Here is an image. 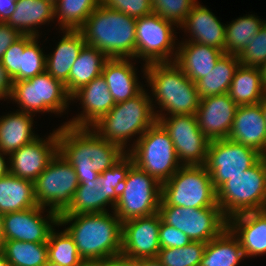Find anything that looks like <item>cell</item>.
I'll list each match as a JSON object with an SVG mask.
<instances>
[{
    "label": "cell",
    "mask_w": 266,
    "mask_h": 266,
    "mask_svg": "<svg viewBox=\"0 0 266 266\" xmlns=\"http://www.w3.org/2000/svg\"><path fill=\"white\" fill-rule=\"evenodd\" d=\"M109 58L99 49L88 46L81 49L69 74V95L102 74L103 66Z\"/></svg>",
    "instance_id": "836d02e7"
},
{
    "label": "cell",
    "mask_w": 266,
    "mask_h": 266,
    "mask_svg": "<svg viewBox=\"0 0 266 266\" xmlns=\"http://www.w3.org/2000/svg\"><path fill=\"white\" fill-rule=\"evenodd\" d=\"M58 152L75 169L78 181H93L127 152L100 137L92 128H58Z\"/></svg>",
    "instance_id": "6da1fadb"
},
{
    "label": "cell",
    "mask_w": 266,
    "mask_h": 266,
    "mask_svg": "<svg viewBox=\"0 0 266 266\" xmlns=\"http://www.w3.org/2000/svg\"><path fill=\"white\" fill-rule=\"evenodd\" d=\"M23 52L24 35L9 46L0 61L13 81H20L21 54Z\"/></svg>",
    "instance_id": "ee69618b"
},
{
    "label": "cell",
    "mask_w": 266,
    "mask_h": 266,
    "mask_svg": "<svg viewBox=\"0 0 266 266\" xmlns=\"http://www.w3.org/2000/svg\"><path fill=\"white\" fill-rule=\"evenodd\" d=\"M9 99L17 102L20 108L18 111L21 112L32 115L37 112L62 114L71 96L61 81L45 71L28 80L13 81Z\"/></svg>",
    "instance_id": "30bf717a"
},
{
    "label": "cell",
    "mask_w": 266,
    "mask_h": 266,
    "mask_svg": "<svg viewBox=\"0 0 266 266\" xmlns=\"http://www.w3.org/2000/svg\"><path fill=\"white\" fill-rule=\"evenodd\" d=\"M78 186L74 167L58 152L34 181L37 205L62 214L70 206Z\"/></svg>",
    "instance_id": "7c38bea8"
},
{
    "label": "cell",
    "mask_w": 266,
    "mask_h": 266,
    "mask_svg": "<svg viewBox=\"0 0 266 266\" xmlns=\"http://www.w3.org/2000/svg\"><path fill=\"white\" fill-rule=\"evenodd\" d=\"M101 0H59L54 6L55 18L62 31L79 30Z\"/></svg>",
    "instance_id": "8d00e7d4"
},
{
    "label": "cell",
    "mask_w": 266,
    "mask_h": 266,
    "mask_svg": "<svg viewBox=\"0 0 266 266\" xmlns=\"http://www.w3.org/2000/svg\"><path fill=\"white\" fill-rule=\"evenodd\" d=\"M13 80L0 62V99H9L12 92Z\"/></svg>",
    "instance_id": "c3c4849f"
},
{
    "label": "cell",
    "mask_w": 266,
    "mask_h": 266,
    "mask_svg": "<svg viewBox=\"0 0 266 266\" xmlns=\"http://www.w3.org/2000/svg\"><path fill=\"white\" fill-rule=\"evenodd\" d=\"M263 156L256 150L228 138L211 140L204 164L217 190L223 183L254 166Z\"/></svg>",
    "instance_id": "9a60e30c"
},
{
    "label": "cell",
    "mask_w": 266,
    "mask_h": 266,
    "mask_svg": "<svg viewBox=\"0 0 266 266\" xmlns=\"http://www.w3.org/2000/svg\"><path fill=\"white\" fill-rule=\"evenodd\" d=\"M228 94L238 106L260 103L266 95L260 68L240 64L234 73Z\"/></svg>",
    "instance_id": "4dcf8cb0"
},
{
    "label": "cell",
    "mask_w": 266,
    "mask_h": 266,
    "mask_svg": "<svg viewBox=\"0 0 266 266\" xmlns=\"http://www.w3.org/2000/svg\"><path fill=\"white\" fill-rule=\"evenodd\" d=\"M143 68L151 94L161 108L154 111L156 119L164 115H196L201 100L196 83L175 62L151 63Z\"/></svg>",
    "instance_id": "3957f363"
},
{
    "label": "cell",
    "mask_w": 266,
    "mask_h": 266,
    "mask_svg": "<svg viewBox=\"0 0 266 266\" xmlns=\"http://www.w3.org/2000/svg\"><path fill=\"white\" fill-rule=\"evenodd\" d=\"M74 99L80 100L83 111L65 124L79 128H91L116 104L102 74L76 91L71 96Z\"/></svg>",
    "instance_id": "44dd1931"
},
{
    "label": "cell",
    "mask_w": 266,
    "mask_h": 266,
    "mask_svg": "<svg viewBox=\"0 0 266 266\" xmlns=\"http://www.w3.org/2000/svg\"><path fill=\"white\" fill-rule=\"evenodd\" d=\"M205 242L191 241L180 248H161L157 258L164 266H200Z\"/></svg>",
    "instance_id": "f35d334b"
},
{
    "label": "cell",
    "mask_w": 266,
    "mask_h": 266,
    "mask_svg": "<svg viewBox=\"0 0 266 266\" xmlns=\"http://www.w3.org/2000/svg\"><path fill=\"white\" fill-rule=\"evenodd\" d=\"M55 51L46 55V71L56 80L61 81L69 94V74L81 49L86 45L79 30H65Z\"/></svg>",
    "instance_id": "4316f807"
},
{
    "label": "cell",
    "mask_w": 266,
    "mask_h": 266,
    "mask_svg": "<svg viewBox=\"0 0 266 266\" xmlns=\"http://www.w3.org/2000/svg\"><path fill=\"white\" fill-rule=\"evenodd\" d=\"M37 36L24 35V52L21 54L20 81L28 80L46 71V55L38 44Z\"/></svg>",
    "instance_id": "ab89813d"
},
{
    "label": "cell",
    "mask_w": 266,
    "mask_h": 266,
    "mask_svg": "<svg viewBox=\"0 0 266 266\" xmlns=\"http://www.w3.org/2000/svg\"><path fill=\"white\" fill-rule=\"evenodd\" d=\"M240 60L237 55L224 53L207 75L196 82L200 98L228 93Z\"/></svg>",
    "instance_id": "d6a6232c"
},
{
    "label": "cell",
    "mask_w": 266,
    "mask_h": 266,
    "mask_svg": "<svg viewBox=\"0 0 266 266\" xmlns=\"http://www.w3.org/2000/svg\"><path fill=\"white\" fill-rule=\"evenodd\" d=\"M161 221L186 234L191 241L207 243L226 227L227 218L220 207L190 208L159 206Z\"/></svg>",
    "instance_id": "5bb4252c"
},
{
    "label": "cell",
    "mask_w": 266,
    "mask_h": 266,
    "mask_svg": "<svg viewBox=\"0 0 266 266\" xmlns=\"http://www.w3.org/2000/svg\"><path fill=\"white\" fill-rule=\"evenodd\" d=\"M2 253L11 266H43L48 260L47 243L5 240Z\"/></svg>",
    "instance_id": "e575fe53"
},
{
    "label": "cell",
    "mask_w": 266,
    "mask_h": 266,
    "mask_svg": "<svg viewBox=\"0 0 266 266\" xmlns=\"http://www.w3.org/2000/svg\"><path fill=\"white\" fill-rule=\"evenodd\" d=\"M49 1L55 6L59 0H49Z\"/></svg>",
    "instance_id": "91938a15"
},
{
    "label": "cell",
    "mask_w": 266,
    "mask_h": 266,
    "mask_svg": "<svg viewBox=\"0 0 266 266\" xmlns=\"http://www.w3.org/2000/svg\"><path fill=\"white\" fill-rule=\"evenodd\" d=\"M3 155L6 156L7 154L2 153L0 151V177H3V176L8 175L10 173V165L8 163L9 159H8V161H5L6 158Z\"/></svg>",
    "instance_id": "f907efd6"
},
{
    "label": "cell",
    "mask_w": 266,
    "mask_h": 266,
    "mask_svg": "<svg viewBox=\"0 0 266 266\" xmlns=\"http://www.w3.org/2000/svg\"><path fill=\"white\" fill-rule=\"evenodd\" d=\"M181 42L177 47L174 62L194 83L214 69L219 58L225 53L221 49L188 41L187 39Z\"/></svg>",
    "instance_id": "d4e9b609"
},
{
    "label": "cell",
    "mask_w": 266,
    "mask_h": 266,
    "mask_svg": "<svg viewBox=\"0 0 266 266\" xmlns=\"http://www.w3.org/2000/svg\"><path fill=\"white\" fill-rule=\"evenodd\" d=\"M172 21L156 13L136 19V58L151 63L174 62L177 49ZM173 26V27H172ZM175 51V52H174Z\"/></svg>",
    "instance_id": "4fadbf2b"
},
{
    "label": "cell",
    "mask_w": 266,
    "mask_h": 266,
    "mask_svg": "<svg viewBox=\"0 0 266 266\" xmlns=\"http://www.w3.org/2000/svg\"><path fill=\"white\" fill-rule=\"evenodd\" d=\"M227 227L239 240L245 257L266 254V210L233 215L227 219Z\"/></svg>",
    "instance_id": "603a6c76"
},
{
    "label": "cell",
    "mask_w": 266,
    "mask_h": 266,
    "mask_svg": "<svg viewBox=\"0 0 266 266\" xmlns=\"http://www.w3.org/2000/svg\"><path fill=\"white\" fill-rule=\"evenodd\" d=\"M179 28L182 30L184 28L192 36L189 41L215 47L225 52L226 24H222L208 8L198 1Z\"/></svg>",
    "instance_id": "cb8c5ba5"
},
{
    "label": "cell",
    "mask_w": 266,
    "mask_h": 266,
    "mask_svg": "<svg viewBox=\"0 0 266 266\" xmlns=\"http://www.w3.org/2000/svg\"><path fill=\"white\" fill-rule=\"evenodd\" d=\"M46 208L32 207L3 215V235L5 240L47 243L50 232L59 224V215ZM42 213V214H41ZM55 225V226H53Z\"/></svg>",
    "instance_id": "e0dca14e"
},
{
    "label": "cell",
    "mask_w": 266,
    "mask_h": 266,
    "mask_svg": "<svg viewBox=\"0 0 266 266\" xmlns=\"http://www.w3.org/2000/svg\"><path fill=\"white\" fill-rule=\"evenodd\" d=\"M159 206L190 208L220 207L217 190L204 165H182L167 181L162 183Z\"/></svg>",
    "instance_id": "ba28073f"
},
{
    "label": "cell",
    "mask_w": 266,
    "mask_h": 266,
    "mask_svg": "<svg viewBox=\"0 0 266 266\" xmlns=\"http://www.w3.org/2000/svg\"><path fill=\"white\" fill-rule=\"evenodd\" d=\"M18 0H0V22L5 23L15 11Z\"/></svg>",
    "instance_id": "681fc988"
},
{
    "label": "cell",
    "mask_w": 266,
    "mask_h": 266,
    "mask_svg": "<svg viewBox=\"0 0 266 266\" xmlns=\"http://www.w3.org/2000/svg\"><path fill=\"white\" fill-rule=\"evenodd\" d=\"M138 266H164L157 257L137 260Z\"/></svg>",
    "instance_id": "816d5d0a"
},
{
    "label": "cell",
    "mask_w": 266,
    "mask_h": 266,
    "mask_svg": "<svg viewBox=\"0 0 266 266\" xmlns=\"http://www.w3.org/2000/svg\"><path fill=\"white\" fill-rule=\"evenodd\" d=\"M160 224L161 217L158 212L150 216L124 221L121 253L135 260L157 257L161 249Z\"/></svg>",
    "instance_id": "ac0fdd59"
},
{
    "label": "cell",
    "mask_w": 266,
    "mask_h": 266,
    "mask_svg": "<svg viewBox=\"0 0 266 266\" xmlns=\"http://www.w3.org/2000/svg\"><path fill=\"white\" fill-rule=\"evenodd\" d=\"M153 98L143 89L134 98L116 103L115 106L91 128L105 140L119 145L126 151L127 141L138 138L156 121ZM154 105V106H153Z\"/></svg>",
    "instance_id": "5b68a950"
},
{
    "label": "cell",
    "mask_w": 266,
    "mask_h": 266,
    "mask_svg": "<svg viewBox=\"0 0 266 266\" xmlns=\"http://www.w3.org/2000/svg\"><path fill=\"white\" fill-rule=\"evenodd\" d=\"M99 266H138V262L122 253L109 256L98 263Z\"/></svg>",
    "instance_id": "7dc6e473"
},
{
    "label": "cell",
    "mask_w": 266,
    "mask_h": 266,
    "mask_svg": "<svg viewBox=\"0 0 266 266\" xmlns=\"http://www.w3.org/2000/svg\"><path fill=\"white\" fill-rule=\"evenodd\" d=\"M260 106L266 121V95L262 98L261 102H260Z\"/></svg>",
    "instance_id": "11a10c76"
},
{
    "label": "cell",
    "mask_w": 266,
    "mask_h": 266,
    "mask_svg": "<svg viewBox=\"0 0 266 266\" xmlns=\"http://www.w3.org/2000/svg\"><path fill=\"white\" fill-rule=\"evenodd\" d=\"M83 266H99L98 263H85Z\"/></svg>",
    "instance_id": "680465c9"
},
{
    "label": "cell",
    "mask_w": 266,
    "mask_h": 266,
    "mask_svg": "<svg viewBox=\"0 0 266 266\" xmlns=\"http://www.w3.org/2000/svg\"><path fill=\"white\" fill-rule=\"evenodd\" d=\"M22 34L10 25L0 22V61L5 51L17 41Z\"/></svg>",
    "instance_id": "bcb514c9"
},
{
    "label": "cell",
    "mask_w": 266,
    "mask_h": 266,
    "mask_svg": "<svg viewBox=\"0 0 266 266\" xmlns=\"http://www.w3.org/2000/svg\"><path fill=\"white\" fill-rule=\"evenodd\" d=\"M237 107L228 93L201 98L196 117L202 133L210 141L227 138Z\"/></svg>",
    "instance_id": "ffe728a7"
},
{
    "label": "cell",
    "mask_w": 266,
    "mask_h": 266,
    "mask_svg": "<svg viewBox=\"0 0 266 266\" xmlns=\"http://www.w3.org/2000/svg\"><path fill=\"white\" fill-rule=\"evenodd\" d=\"M43 266H62L61 264L54 263L50 260H47V262Z\"/></svg>",
    "instance_id": "6f0895ef"
},
{
    "label": "cell",
    "mask_w": 266,
    "mask_h": 266,
    "mask_svg": "<svg viewBox=\"0 0 266 266\" xmlns=\"http://www.w3.org/2000/svg\"><path fill=\"white\" fill-rule=\"evenodd\" d=\"M132 157L126 153L111 168L99 174L93 181H79L70 206L59 215L91 214L108 212V204L114 210L120 189L130 168Z\"/></svg>",
    "instance_id": "8992f818"
},
{
    "label": "cell",
    "mask_w": 266,
    "mask_h": 266,
    "mask_svg": "<svg viewBox=\"0 0 266 266\" xmlns=\"http://www.w3.org/2000/svg\"><path fill=\"white\" fill-rule=\"evenodd\" d=\"M37 137L9 156L10 174L35 181L58 153V129L44 139Z\"/></svg>",
    "instance_id": "d6986e66"
},
{
    "label": "cell",
    "mask_w": 266,
    "mask_h": 266,
    "mask_svg": "<svg viewBox=\"0 0 266 266\" xmlns=\"http://www.w3.org/2000/svg\"><path fill=\"white\" fill-rule=\"evenodd\" d=\"M101 4L136 19L153 13L151 0H101Z\"/></svg>",
    "instance_id": "7bdbcfd3"
},
{
    "label": "cell",
    "mask_w": 266,
    "mask_h": 266,
    "mask_svg": "<svg viewBox=\"0 0 266 266\" xmlns=\"http://www.w3.org/2000/svg\"><path fill=\"white\" fill-rule=\"evenodd\" d=\"M237 56L244 66L260 68L266 61V22Z\"/></svg>",
    "instance_id": "b9f144b4"
},
{
    "label": "cell",
    "mask_w": 266,
    "mask_h": 266,
    "mask_svg": "<svg viewBox=\"0 0 266 266\" xmlns=\"http://www.w3.org/2000/svg\"><path fill=\"white\" fill-rule=\"evenodd\" d=\"M91 214L59 215V226L73 238L85 263H99L122 251V222L112 211Z\"/></svg>",
    "instance_id": "7a4b0ae2"
},
{
    "label": "cell",
    "mask_w": 266,
    "mask_h": 266,
    "mask_svg": "<svg viewBox=\"0 0 266 266\" xmlns=\"http://www.w3.org/2000/svg\"><path fill=\"white\" fill-rule=\"evenodd\" d=\"M126 152L134 164L161 184L182 166L177 158L169 133L156 121Z\"/></svg>",
    "instance_id": "9c48e42d"
},
{
    "label": "cell",
    "mask_w": 266,
    "mask_h": 266,
    "mask_svg": "<svg viewBox=\"0 0 266 266\" xmlns=\"http://www.w3.org/2000/svg\"><path fill=\"white\" fill-rule=\"evenodd\" d=\"M0 266H11L5 259L4 254L0 251Z\"/></svg>",
    "instance_id": "9f6ffc18"
},
{
    "label": "cell",
    "mask_w": 266,
    "mask_h": 266,
    "mask_svg": "<svg viewBox=\"0 0 266 266\" xmlns=\"http://www.w3.org/2000/svg\"><path fill=\"white\" fill-rule=\"evenodd\" d=\"M161 194L162 184L134 164L120 189L114 212L122 223L153 215L158 212Z\"/></svg>",
    "instance_id": "8fae6325"
},
{
    "label": "cell",
    "mask_w": 266,
    "mask_h": 266,
    "mask_svg": "<svg viewBox=\"0 0 266 266\" xmlns=\"http://www.w3.org/2000/svg\"><path fill=\"white\" fill-rule=\"evenodd\" d=\"M4 242H5V238L3 235V214L0 213V251H2Z\"/></svg>",
    "instance_id": "f5cc1de1"
},
{
    "label": "cell",
    "mask_w": 266,
    "mask_h": 266,
    "mask_svg": "<svg viewBox=\"0 0 266 266\" xmlns=\"http://www.w3.org/2000/svg\"><path fill=\"white\" fill-rule=\"evenodd\" d=\"M262 82L266 87V61L260 66Z\"/></svg>",
    "instance_id": "db71d44e"
},
{
    "label": "cell",
    "mask_w": 266,
    "mask_h": 266,
    "mask_svg": "<svg viewBox=\"0 0 266 266\" xmlns=\"http://www.w3.org/2000/svg\"><path fill=\"white\" fill-rule=\"evenodd\" d=\"M243 258L246 257L239 240L226 227L206 243L200 266H237Z\"/></svg>",
    "instance_id": "1f68e13d"
},
{
    "label": "cell",
    "mask_w": 266,
    "mask_h": 266,
    "mask_svg": "<svg viewBox=\"0 0 266 266\" xmlns=\"http://www.w3.org/2000/svg\"><path fill=\"white\" fill-rule=\"evenodd\" d=\"M33 115L16 111L0 118V151L9 156L11 153L34 141Z\"/></svg>",
    "instance_id": "f1b7e54d"
},
{
    "label": "cell",
    "mask_w": 266,
    "mask_h": 266,
    "mask_svg": "<svg viewBox=\"0 0 266 266\" xmlns=\"http://www.w3.org/2000/svg\"><path fill=\"white\" fill-rule=\"evenodd\" d=\"M48 260L62 266H83L84 260L80 257L73 238L66 230L50 232L47 242Z\"/></svg>",
    "instance_id": "74e56055"
},
{
    "label": "cell",
    "mask_w": 266,
    "mask_h": 266,
    "mask_svg": "<svg viewBox=\"0 0 266 266\" xmlns=\"http://www.w3.org/2000/svg\"><path fill=\"white\" fill-rule=\"evenodd\" d=\"M54 18L55 8L49 0H18L15 11L5 23L17 29L22 35L39 37L36 28L50 23Z\"/></svg>",
    "instance_id": "83f0119b"
},
{
    "label": "cell",
    "mask_w": 266,
    "mask_h": 266,
    "mask_svg": "<svg viewBox=\"0 0 266 266\" xmlns=\"http://www.w3.org/2000/svg\"><path fill=\"white\" fill-rule=\"evenodd\" d=\"M191 242L189 237L175 227L161 221L159 244L161 248H180Z\"/></svg>",
    "instance_id": "f6af8a7d"
},
{
    "label": "cell",
    "mask_w": 266,
    "mask_h": 266,
    "mask_svg": "<svg viewBox=\"0 0 266 266\" xmlns=\"http://www.w3.org/2000/svg\"><path fill=\"white\" fill-rule=\"evenodd\" d=\"M36 206L33 181L10 173L0 177V213L4 215Z\"/></svg>",
    "instance_id": "f546056e"
},
{
    "label": "cell",
    "mask_w": 266,
    "mask_h": 266,
    "mask_svg": "<svg viewBox=\"0 0 266 266\" xmlns=\"http://www.w3.org/2000/svg\"><path fill=\"white\" fill-rule=\"evenodd\" d=\"M265 22L252 14L231 21L226 25L225 53L238 55L248 43H251V39Z\"/></svg>",
    "instance_id": "d590c367"
},
{
    "label": "cell",
    "mask_w": 266,
    "mask_h": 266,
    "mask_svg": "<svg viewBox=\"0 0 266 266\" xmlns=\"http://www.w3.org/2000/svg\"><path fill=\"white\" fill-rule=\"evenodd\" d=\"M85 43L108 58H136V18L98 6L79 29Z\"/></svg>",
    "instance_id": "277c9868"
},
{
    "label": "cell",
    "mask_w": 266,
    "mask_h": 266,
    "mask_svg": "<svg viewBox=\"0 0 266 266\" xmlns=\"http://www.w3.org/2000/svg\"><path fill=\"white\" fill-rule=\"evenodd\" d=\"M129 58H109L102 70L115 103L134 98L144 88L139 85L136 68Z\"/></svg>",
    "instance_id": "484cf974"
},
{
    "label": "cell",
    "mask_w": 266,
    "mask_h": 266,
    "mask_svg": "<svg viewBox=\"0 0 266 266\" xmlns=\"http://www.w3.org/2000/svg\"><path fill=\"white\" fill-rule=\"evenodd\" d=\"M217 203L227 219L244 212L266 210V156L223 183L217 189Z\"/></svg>",
    "instance_id": "52a82bcc"
},
{
    "label": "cell",
    "mask_w": 266,
    "mask_h": 266,
    "mask_svg": "<svg viewBox=\"0 0 266 266\" xmlns=\"http://www.w3.org/2000/svg\"><path fill=\"white\" fill-rule=\"evenodd\" d=\"M227 138L266 156V121L260 103L237 107Z\"/></svg>",
    "instance_id": "7402d4cb"
},
{
    "label": "cell",
    "mask_w": 266,
    "mask_h": 266,
    "mask_svg": "<svg viewBox=\"0 0 266 266\" xmlns=\"http://www.w3.org/2000/svg\"><path fill=\"white\" fill-rule=\"evenodd\" d=\"M197 0H151L153 13L172 21L177 28L185 21Z\"/></svg>",
    "instance_id": "60d3db41"
},
{
    "label": "cell",
    "mask_w": 266,
    "mask_h": 266,
    "mask_svg": "<svg viewBox=\"0 0 266 266\" xmlns=\"http://www.w3.org/2000/svg\"><path fill=\"white\" fill-rule=\"evenodd\" d=\"M157 121L169 133L182 165H204L210 140L199 128L196 115L158 117Z\"/></svg>",
    "instance_id": "2e32d148"
}]
</instances>
